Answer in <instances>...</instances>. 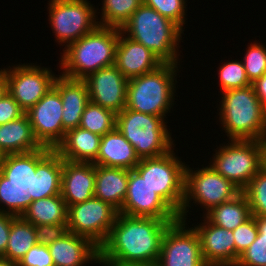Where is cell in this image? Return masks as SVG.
Segmentation results:
<instances>
[{"label": "cell", "mask_w": 266, "mask_h": 266, "mask_svg": "<svg viewBox=\"0 0 266 266\" xmlns=\"http://www.w3.org/2000/svg\"><path fill=\"white\" fill-rule=\"evenodd\" d=\"M241 190L230 180L217 173L212 166L193 170L189 165L185 169V193L179 219L186 222V216L191 208V201L199 204L207 212L212 207L220 205L236 197Z\"/></svg>", "instance_id": "9c48e42d"}, {"label": "cell", "mask_w": 266, "mask_h": 266, "mask_svg": "<svg viewBox=\"0 0 266 266\" xmlns=\"http://www.w3.org/2000/svg\"><path fill=\"white\" fill-rule=\"evenodd\" d=\"M218 77L222 92L230 89L245 88L252 83L249 81L242 61H227L219 67Z\"/></svg>", "instance_id": "d590c367"}, {"label": "cell", "mask_w": 266, "mask_h": 266, "mask_svg": "<svg viewBox=\"0 0 266 266\" xmlns=\"http://www.w3.org/2000/svg\"><path fill=\"white\" fill-rule=\"evenodd\" d=\"M248 49V50H247ZM243 57V65L251 83L266 74V45L250 43Z\"/></svg>", "instance_id": "8d00e7d4"}, {"label": "cell", "mask_w": 266, "mask_h": 266, "mask_svg": "<svg viewBox=\"0 0 266 266\" xmlns=\"http://www.w3.org/2000/svg\"><path fill=\"white\" fill-rule=\"evenodd\" d=\"M32 199L28 191L17 185L11 184L10 180L0 173V212H5L15 216H22L31 204Z\"/></svg>", "instance_id": "1f68e13d"}, {"label": "cell", "mask_w": 266, "mask_h": 266, "mask_svg": "<svg viewBox=\"0 0 266 266\" xmlns=\"http://www.w3.org/2000/svg\"><path fill=\"white\" fill-rule=\"evenodd\" d=\"M186 225L179 219L167 228L156 266H207L197 232Z\"/></svg>", "instance_id": "4fadbf2b"}, {"label": "cell", "mask_w": 266, "mask_h": 266, "mask_svg": "<svg viewBox=\"0 0 266 266\" xmlns=\"http://www.w3.org/2000/svg\"><path fill=\"white\" fill-rule=\"evenodd\" d=\"M176 221L118 213L100 247L102 266H156L167 228Z\"/></svg>", "instance_id": "6da1fadb"}, {"label": "cell", "mask_w": 266, "mask_h": 266, "mask_svg": "<svg viewBox=\"0 0 266 266\" xmlns=\"http://www.w3.org/2000/svg\"><path fill=\"white\" fill-rule=\"evenodd\" d=\"M134 147L115 127L101 138L95 165L132 170L139 163Z\"/></svg>", "instance_id": "603a6c76"}, {"label": "cell", "mask_w": 266, "mask_h": 266, "mask_svg": "<svg viewBox=\"0 0 266 266\" xmlns=\"http://www.w3.org/2000/svg\"><path fill=\"white\" fill-rule=\"evenodd\" d=\"M4 157H5V154L0 150V167L3 164Z\"/></svg>", "instance_id": "7dc6e473"}, {"label": "cell", "mask_w": 266, "mask_h": 266, "mask_svg": "<svg viewBox=\"0 0 266 266\" xmlns=\"http://www.w3.org/2000/svg\"><path fill=\"white\" fill-rule=\"evenodd\" d=\"M142 3L143 0H103L98 24L121 29Z\"/></svg>", "instance_id": "4dcf8cb0"}, {"label": "cell", "mask_w": 266, "mask_h": 266, "mask_svg": "<svg viewBox=\"0 0 266 266\" xmlns=\"http://www.w3.org/2000/svg\"><path fill=\"white\" fill-rule=\"evenodd\" d=\"M92 103L120 113L126 107L128 79L115 64L104 67L84 79Z\"/></svg>", "instance_id": "2e32d148"}, {"label": "cell", "mask_w": 266, "mask_h": 266, "mask_svg": "<svg viewBox=\"0 0 266 266\" xmlns=\"http://www.w3.org/2000/svg\"><path fill=\"white\" fill-rule=\"evenodd\" d=\"M120 30L148 48L162 63L180 65L178 48L184 30L155 9L142 3Z\"/></svg>", "instance_id": "277c9868"}, {"label": "cell", "mask_w": 266, "mask_h": 266, "mask_svg": "<svg viewBox=\"0 0 266 266\" xmlns=\"http://www.w3.org/2000/svg\"><path fill=\"white\" fill-rule=\"evenodd\" d=\"M119 213L133 217H151L178 221L179 215L151 188L135 170H129L127 194Z\"/></svg>", "instance_id": "5bb4252c"}, {"label": "cell", "mask_w": 266, "mask_h": 266, "mask_svg": "<svg viewBox=\"0 0 266 266\" xmlns=\"http://www.w3.org/2000/svg\"><path fill=\"white\" fill-rule=\"evenodd\" d=\"M18 266H54L48 246L34 245L18 262Z\"/></svg>", "instance_id": "ab89813d"}, {"label": "cell", "mask_w": 266, "mask_h": 266, "mask_svg": "<svg viewBox=\"0 0 266 266\" xmlns=\"http://www.w3.org/2000/svg\"><path fill=\"white\" fill-rule=\"evenodd\" d=\"M62 107L60 93L53 86L33 107L25 112L35 138L44 147L55 149L65 136Z\"/></svg>", "instance_id": "9a60e30c"}, {"label": "cell", "mask_w": 266, "mask_h": 266, "mask_svg": "<svg viewBox=\"0 0 266 266\" xmlns=\"http://www.w3.org/2000/svg\"><path fill=\"white\" fill-rule=\"evenodd\" d=\"M95 164L62 159L61 196L67 207L94 197Z\"/></svg>", "instance_id": "d6986e66"}, {"label": "cell", "mask_w": 266, "mask_h": 266, "mask_svg": "<svg viewBox=\"0 0 266 266\" xmlns=\"http://www.w3.org/2000/svg\"><path fill=\"white\" fill-rule=\"evenodd\" d=\"M36 244L35 226L26 222L21 216H16L11 222L8 244L1 258L18 263Z\"/></svg>", "instance_id": "f546056e"}, {"label": "cell", "mask_w": 266, "mask_h": 266, "mask_svg": "<svg viewBox=\"0 0 266 266\" xmlns=\"http://www.w3.org/2000/svg\"><path fill=\"white\" fill-rule=\"evenodd\" d=\"M48 248L54 266H86L87 263H100V248L91 240L71 232L51 243Z\"/></svg>", "instance_id": "44dd1931"}, {"label": "cell", "mask_w": 266, "mask_h": 266, "mask_svg": "<svg viewBox=\"0 0 266 266\" xmlns=\"http://www.w3.org/2000/svg\"><path fill=\"white\" fill-rule=\"evenodd\" d=\"M124 36L119 29L115 65L128 80L152 72L163 64L144 45Z\"/></svg>", "instance_id": "ffe728a7"}, {"label": "cell", "mask_w": 266, "mask_h": 266, "mask_svg": "<svg viewBox=\"0 0 266 266\" xmlns=\"http://www.w3.org/2000/svg\"><path fill=\"white\" fill-rule=\"evenodd\" d=\"M203 216L212 224L233 231L252 215L247 198L241 191L233 199L212 207Z\"/></svg>", "instance_id": "4316f807"}, {"label": "cell", "mask_w": 266, "mask_h": 266, "mask_svg": "<svg viewBox=\"0 0 266 266\" xmlns=\"http://www.w3.org/2000/svg\"><path fill=\"white\" fill-rule=\"evenodd\" d=\"M49 21L56 42L66 48L99 24L97 10L87 0H49ZM90 2V3H89ZM65 43V44H64Z\"/></svg>", "instance_id": "30bf717a"}, {"label": "cell", "mask_w": 266, "mask_h": 266, "mask_svg": "<svg viewBox=\"0 0 266 266\" xmlns=\"http://www.w3.org/2000/svg\"><path fill=\"white\" fill-rule=\"evenodd\" d=\"M7 92V79L3 69L0 68V99Z\"/></svg>", "instance_id": "f6af8a7d"}, {"label": "cell", "mask_w": 266, "mask_h": 266, "mask_svg": "<svg viewBox=\"0 0 266 266\" xmlns=\"http://www.w3.org/2000/svg\"><path fill=\"white\" fill-rule=\"evenodd\" d=\"M187 0H143V4L176 23L182 30L185 23Z\"/></svg>", "instance_id": "74e56055"}, {"label": "cell", "mask_w": 266, "mask_h": 266, "mask_svg": "<svg viewBox=\"0 0 266 266\" xmlns=\"http://www.w3.org/2000/svg\"><path fill=\"white\" fill-rule=\"evenodd\" d=\"M32 171H36V151L5 155L0 173L31 194Z\"/></svg>", "instance_id": "f1b7e54d"}, {"label": "cell", "mask_w": 266, "mask_h": 266, "mask_svg": "<svg viewBox=\"0 0 266 266\" xmlns=\"http://www.w3.org/2000/svg\"><path fill=\"white\" fill-rule=\"evenodd\" d=\"M258 235L240 255L235 266H266V216H255Z\"/></svg>", "instance_id": "836d02e7"}, {"label": "cell", "mask_w": 266, "mask_h": 266, "mask_svg": "<svg viewBox=\"0 0 266 266\" xmlns=\"http://www.w3.org/2000/svg\"><path fill=\"white\" fill-rule=\"evenodd\" d=\"M250 206L252 216H266V165L242 190Z\"/></svg>", "instance_id": "e575fe53"}, {"label": "cell", "mask_w": 266, "mask_h": 266, "mask_svg": "<svg viewBox=\"0 0 266 266\" xmlns=\"http://www.w3.org/2000/svg\"><path fill=\"white\" fill-rule=\"evenodd\" d=\"M118 213L111 204L92 197L68 207V232L85 237L100 248L107 240Z\"/></svg>", "instance_id": "8fae6325"}, {"label": "cell", "mask_w": 266, "mask_h": 266, "mask_svg": "<svg viewBox=\"0 0 266 266\" xmlns=\"http://www.w3.org/2000/svg\"><path fill=\"white\" fill-rule=\"evenodd\" d=\"M15 217V215L0 212V257L5 254L9 240L11 222Z\"/></svg>", "instance_id": "7bdbcfd3"}, {"label": "cell", "mask_w": 266, "mask_h": 266, "mask_svg": "<svg viewBox=\"0 0 266 266\" xmlns=\"http://www.w3.org/2000/svg\"><path fill=\"white\" fill-rule=\"evenodd\" d=\"M0 266H18V263L0 257Z\"/></svg>", "instance_id": "bcb514c9"}, {"label": "cell", "mask_w": 266, "mask_h": 266, "mask_svg": "<svg viewBox=\"0 0 266 266\" xmlns=\"http://www.w3.org/2000/svg\"><path fill=\"white\" fill-rule=\"evenodd\" d=\"M166 119L127 109L116 114V127L134 147L139 159L156 158L174 150Z\"/></svg>", "instance_id": "8992f818"}, {"label": "cell", "mask_w": 266, "mask_h": 266, "mask_svg": "<svg viewBox=\"0 0 266 266\" xmlns=\"http://www.w3.org/2000/svg\"><path fill=\"white\" fill-rule=\"evenodd\" d=\"M118 39L119 28L98 25L63 49L60 74L84 80L95 71L115 64Z\"/></svg>", "instance_id": "7a4b0ae2"}, {"label": "cell", "mask_w": 266, "mask_h": 266, "mask_svg": "<svg viewBox=\"0 0 266 266\" xmlns=\"http://www.w3.org/2000/svg\"><path fill=\"white\" fill-rule=\"evenodd\" d=\"M134 169L179 215L184 201L186 164L174 151L156 158L140 159Z\"/></svg>", "instance_id": "ba28073f"}, {"label": "cell", "mask_w": 266, "mask_h": 266, "mask_svg": "<svg viewBox=\"0 0 266 266\" xmlns=\"http://www.w3.org/2000/svg\"><path fill=\"white\" fill-rule=\"evenodd\" d=\"M257 235L258 227L255 222V216H251L233 230L235 249L239 256L255 241Z\"/></svg>", "instance_id": "f35d334b"}, {"label": "cell", "mask_w": 266, "mask_h": 266, "mask_svg": "<svg viewBox=\"0 0 266 266\" xmlns=\"http://www.w3.org/2000/svg\"><path fill=\"white\" fill-rule=\"evenodd\" d=\"M221 93L219 122L229 140L266 142V108L256 96L254 86Z\"/></svg>", "instance_id": "3957f363"}, {"label": "cell", "mask_w": 266, "mask_h": 266, "mask_svg": "<svg viewBox=\"0 0 266 266\" xmlns=\"http://www.w3.org/2000/svg\"><path fill=\"white\" fill-rule=\"evenodd\" d=\"M24 114L25 111L20 107L17 101L6 92L0 99V125L16 120Z\"/></svg>", "instance_id": "b9f144b4"}, {"label": "cell", "mask_w": 266, "mask_h": 266, "mask_svg": "<svg viewBox=\"0 0 266 266\" xmlns=\"http://www.w3.org/2000/svg\"><path fill=\"white\" fill-rule=\"evenodd\" d=\"M62 158L54 150L42 147L36 150V171H32V201L61 194Z\"/></svg>", "instance_id": "ac0fdd59"}, {"label": "cell", "mask_w": 266, "mask_h": 266, "mask_svg": "<svg viewBox=\"0 0 266 266\" xmlns=\"http://www.w3.org/2000/svg\"><path fill=\"white\" fill-rule=\"evenodd\" d=\"M68 207L61 194L31 202L22 218L34 226L67 224Z\"/></svg>", "instance_id": "83f0119b"}, {"label": "cell", "mask_w": 266, "mask_h": 266, "mask_svg": "<svg viewBox=\"0 0 266 266\" xmlns=\"http://www.w3.org/2000/svg\"><path fill=\"white\" fill-rule=\"evenodd\" d=\"M56 76L53 86L60 93L63 128L68 131L80 125L81 116L90 102L88 87L85 80L69 78L62 74Z\"/></svg>", "instance_id": "7402d4cb"}, {"label": "cell", "mask_w": 266, "mask_h": 266, "mask_svg": "<svg viewBox=\"0 0 266 266\" xmlns=\"http://www.w3.org/2000/svg\"><path fill=\"white\" fill-rule=\"evenodd\" d=\"M219 148V149H218ZM210 166L241 191L266 165V142L229 140L217 147Z\"/></svg>", "instance_id": "52a82bcc"}, {"label": "cell", "mask_w": 266, "mask_h": 266, "mask_svg": "<svg viewBox=\"0 0 266 266\" xmlns=\"http://www.w3.org/2000/svg\"><path fill=\"white\" fill-rule=\"evenodd\" d=\"M252 85L259 101L266 108V74L257 79Z\"/></svg>", "instance_id": "ee69618b"}, {"label": "cell", "mask_w": 266, "mask_h": 266, "mask_svg": "<svg viewBox=\"0 0 266 266\" xmlns=\"http://www.w3.org/2000/svg\"><path fill=\"white\" fill-rule=\"evenodd\" d=\"M177 70V65L163 63L152 72L129 79L126 108L165 119L175 102Z\"/></svg>", "instance_id": "5b68a950"}, {"label": "cell", "mask_w": 266, "mask_h": 266, "mask_svg": "<svg viewBox=\"0 0 266 266\" xmlns=\"http://www.w3.org/2000/svg\"><path fill=\"white\" fill-rule=\"evenodd\" d=\"M102 136L80 127L66 131L63 140L54 149L63 160L93 163L96 160Z\"/></svg>", "instance_id": "cb8c5ba5"}, {"label": "cell", "mask_w": 266, "mask_h": 266, "mask_svg": "<svg viewBox=\"0 0 266 266\" xmlns=\"http://www.w3.org/2000/svg\"><path fill=\"white\" fill-rule=\"evenodd\" d=\"M41 65L18 64L3 68L7 79V92L27 112L53 87L55 74Z\"/></svg>", "instance_id": "7c38bea8"}, {"label": "cell", "mask_w": 266, "mask_h": 266, "mask_svg": "<svg viewBox=\"0 0 266 266\" xmlns=\"http://www.w3.org/2000/svg\"><path fill=\"white\" fill-rule=\"evenodd\" d=\"M203 218L204 222L193 228L199 236L205 263L207 266H235L240 256L235 249L233 231Z\"/></svg>", "instance_id": "e0dca14e"}, {"label": "cell", "mask_w": 266, "mask_h": 266, "mask_svg": "<svg viewBox=\"0 0 266 266\" xmlns=\"http://www.w3.org/2000/svg\"><path fill=\"white\" fill-rule=\"evenodd\" d=\"M129 169L95 165L94 197L122 209L128 188Z\"/></svg>", "instance_id": "d4e9b609"}, {"label": "cell", "mask_w": 266, "mask_h": 266, "mask_svg": "<svg viewBox=\"0 0 266 266\" xmlns=\"http://www.w3.org/2000/svg\"><path fill=\"white\" fill-rule=\"evenodd\" d=\"M37 244L49 246L68 233L67 224H40L35 226Z\"/></svg>", "instance_id": "60d3db41"}, {"label": "cell", "mask_w": 266, "mask_h": 266, "mask_svg": "<svg viewBox=\"0 0 266 266\" xmlns=\"http://www.w3.org/2000/svg\"><path fill=\"white\" fill-rule=\"evenodd\" d=\"M79 127L104 136L116 127V114L90 101L81 116Z\"/></svg>", "instance_id": "d6a6232c"}, {"label": "cell", "mask_w": 266, "mask_h": 266, "mask_svg": "<svg viewBox=\"0 0 266 266\" xmlns=\"http://www.w3.org/2000/svg\"><path fill=\"white\" fill-rule=\"evenodd\" d=\"M43 146L35 138L29 118H20L0 125V150L5 154L28 153Z\"/></svg>", "instance_id": "484cf974"}]
</instances>
